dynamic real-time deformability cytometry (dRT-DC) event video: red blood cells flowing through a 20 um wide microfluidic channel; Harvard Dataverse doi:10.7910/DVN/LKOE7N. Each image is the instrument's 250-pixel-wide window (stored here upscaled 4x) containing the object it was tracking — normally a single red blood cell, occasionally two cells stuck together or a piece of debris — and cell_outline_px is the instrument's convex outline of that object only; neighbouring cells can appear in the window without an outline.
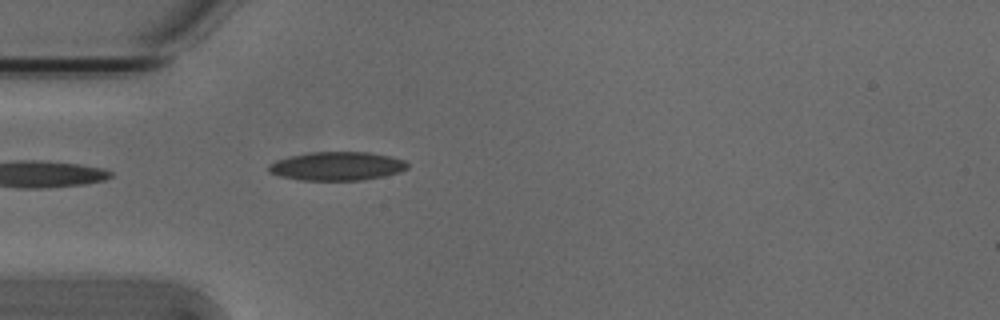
{"species": "Egyptian fruit bat (a non-hibernating species)", "species_latin": "Rousettus aegyptiacus", "temperature_condition": "cold", "stored_images_in_passage": 22, "camera_frame_rate_fps": 3000, "um_per_image_px": 0.085, "animal": {"sex": "male"}, "frame": {"image": 1, "passage_image": 1, "time_ms": 0.0, "image_size_px": [1000, 320], "cell_outline_px": [[408, 168], [400, 172], [384, 176], [360, 180], [300, 180], [280, 176], [268, 172], [268, 164], [276, 160], [288, 156], [308, 152], [368, 152], [392, 156], [404, 160], [408, 164]], "centroid_in_image_um": [28.63, 14.11], "position_along_channel_um": 56.4, "area_um2": 23.35}}
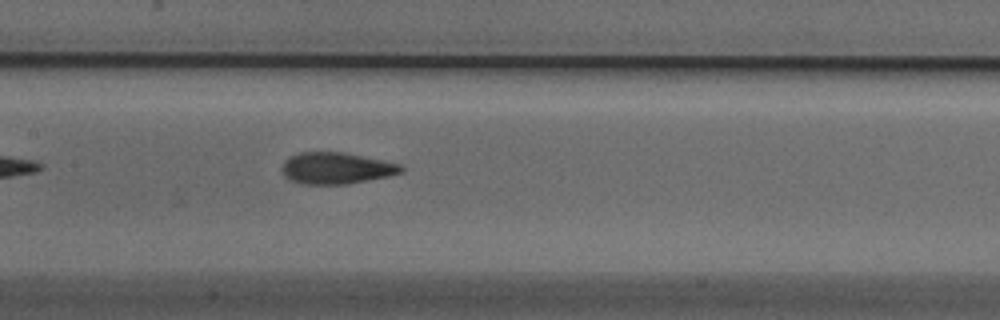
{"frame": {"image": 2, "passage_image": 11, "time_ms": 3.333, "image_size_px": [1000, 320], "cell_outline_px": [[404, 172], [388, 176], [348, 184], [300, 184], [284, 176], [280, 168], [284, 160], [288, 156], [300, 152], [344, 152], [400, 164], [404, 168]], "centroid_in_image_um": [28.54, 14.29], "position_along_channel_um": 178.9, "area_um2": 22.02}}
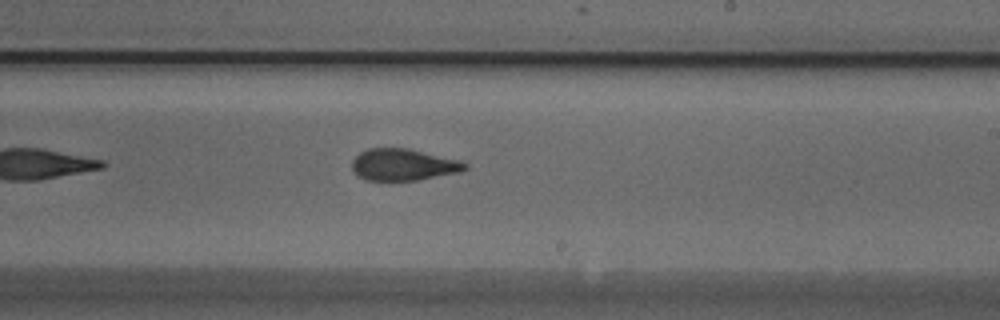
{"frame": {"image": 3, "passage_image": 17, "time_ms": 5.333, "image_size_px": [1000, 320], "cell_outline_px": [[468, 168], [460, 172], [416, 180], [364, 180], [356, 176], [352, 172], [352, 160], [360, 152], [368, 148], [408, 148], [460, 160], [468, 164]], "centroid_in_image_um": [34.25, 14.0], "position_along_channel_um": 254.7, "area_um2": 21.04}}